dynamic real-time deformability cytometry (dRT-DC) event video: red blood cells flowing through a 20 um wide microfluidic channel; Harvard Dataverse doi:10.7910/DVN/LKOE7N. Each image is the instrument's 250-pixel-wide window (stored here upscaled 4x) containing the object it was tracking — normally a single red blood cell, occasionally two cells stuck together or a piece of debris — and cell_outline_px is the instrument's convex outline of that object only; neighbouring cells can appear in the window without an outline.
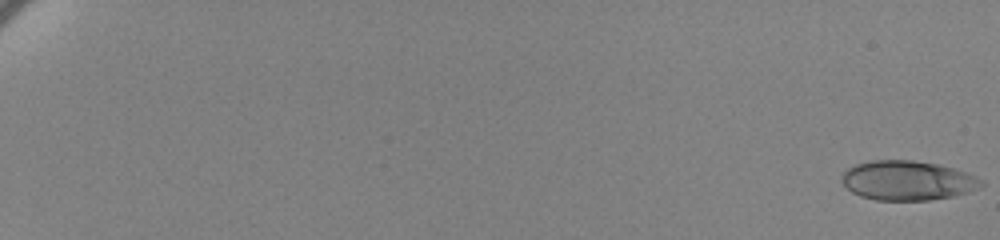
{"species": "human", "species_latin": "Homo sapiens", "temperature_condition": "cold", "stored_images_in_passage": 62, "camera_frame_rate_fps": 3000, "um_per_image_px": 0.085, "donor": {"sex": "female"}, "frame": {"image": 1, "passage_image": 1, "time_ms": 0.0, "image_size_px": [1000, 240], "cell_outline_px": [[984, 184], [968, 192], [952, 196], [928, 200], [876, 200], [860, 196], [852, 192], [840, 180], [840, 176], [848, 168], [856, 164], [872, 160], [912, 160], [936, 164], [956, 168], [976, 176], [984, 180]], "centroid_in_image_um": [77.13, 15.34], "position_along_channel_um": 7.9, "area_um2": 32.14}}
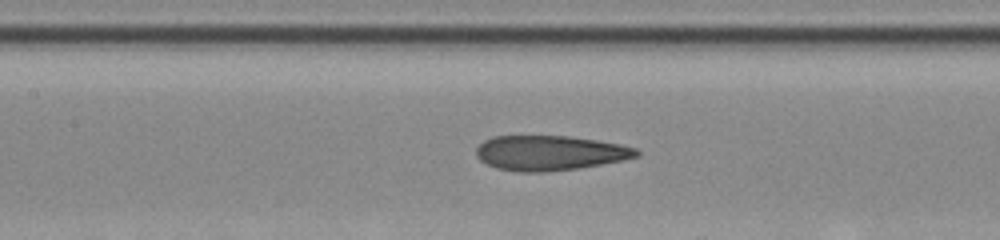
{"frame": {"image": 2, "passage_image": 34, "time_ms": 11.0, "image_size_px": [1000, 240], "cell_outline_px": [[640, 156], [624, 160], [580, 168], [544, 172], [520, 172], [496, 168], [480, 160], [476, 156], [476, 148], [484, 140], [492, 136], [568, 136], [596, 140], [620, 144], [636, 148], [640, 152]], "centroid_in_image_um": [46.74, 13.0], "position_along_channel_um": 160.7, "area_um2": 32.71}}
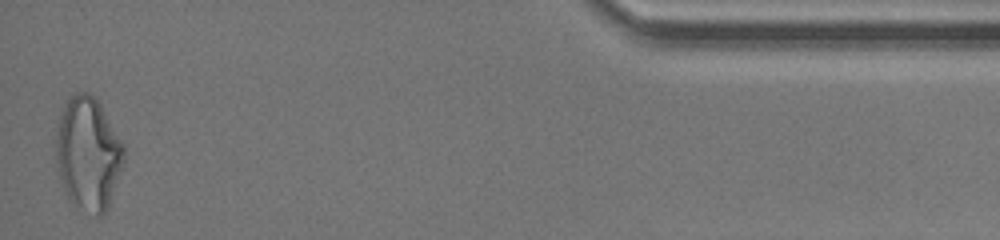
{"frame": {"image": 3, "passage_image": 62, "time_ms": 20.333, "image_size_px": [1000, 240], "cell_outline_px": [[124, 164], [108, 208], [100, 216], [96, 216], [72, 204], [68, 196], [60, 176], [56, 160], [56, 124], [68, 100], [76, 92], [88, 92], [100, 104], [124, 144]], "centroid_in_image_um": [7.51, 13.07], "position_along_channel_um": 427.7, "area_um2": 44.56}, "authors_computed_cell_mechanics": {"area_um2": 32.5992, "velocity_mm_per_s": 3.4636, "shape_relaxation_time_tau1_ms": 9.4663, "shape_relaxation_time_tau2_ms": 1.9634, "deformation_change_tau1": 0.21, "deformation_change_tau2": 0.1178}}